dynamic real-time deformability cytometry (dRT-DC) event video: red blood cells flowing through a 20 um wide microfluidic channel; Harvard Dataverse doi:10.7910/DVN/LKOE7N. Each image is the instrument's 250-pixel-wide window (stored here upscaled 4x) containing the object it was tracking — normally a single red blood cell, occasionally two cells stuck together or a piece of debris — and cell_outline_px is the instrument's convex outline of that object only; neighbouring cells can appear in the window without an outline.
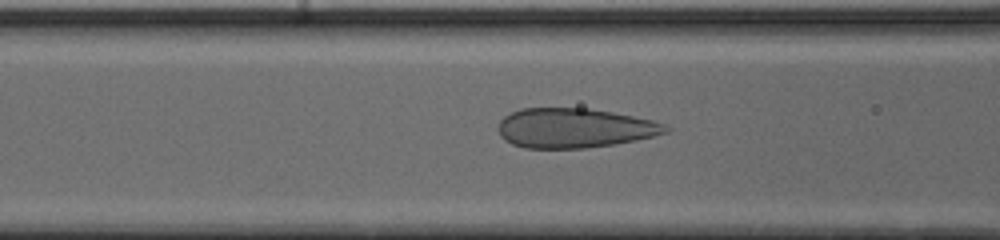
{"species": "human", "species_latin": "Homo sapiens", "temperature_condition": "cold", "stored_images_in_passage": 35, "camera_frame_rate_fps": 3000, "um_per_image_px": 0.085, "donor": {"sex": "male"}, "frame": {"image": 1, "passage_image": 6, "time_ms": 1.667, "image_size_px": [1000, 240], "cell_outline_px": [[672, 128], [668, 132], [636, 140], [612, 144], [584, 148], [524, 148], [512, 144], [504, 140], [500, 136], [496, 128], [500, 120], [504, 116], [520, 108], [588, 108], [612, 112], [652, 120], [664, 124]], "centroid_in_image_um": [48.78, 10.88], "position_along_channel_um": 117.8, "area_um2": 38.73}}
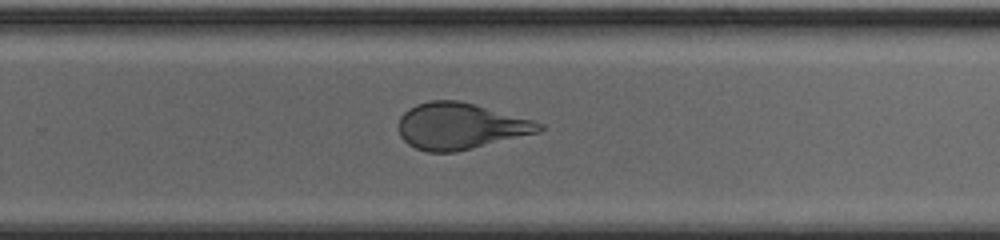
{"frame": {"image": 2, "passage_image": 19, "time_ms": 6.0, "image_size_px": [1000, 240], "cell_outline_px": [[544, 128], [540, 132], [456, 152], [428, 152], [416, 148], [408, 144], [400, 136], [400, 116], [408, 108], [416, 104], [428, 100], [460, 100], [532, 120], [544, 124]], "centroid_in_image_um": [39.12, 10.72], "position_along_channel_um": 290.7, "area_um2": 37.86}}
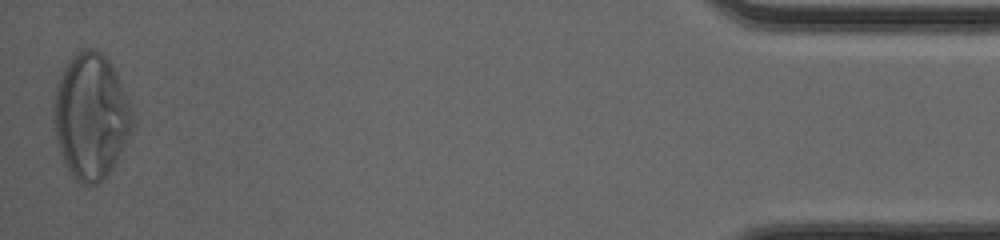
{"frame": {"image": 3, "passage_image": 35, "time_ms": 11.333, "image_size_px": [1000, 240], "cell_outline_px": [[136, 124], [112, 168], [96, 184], [80, 184], [68, 172], [56, 136], [52, 120], [52, 104], [56, 84], [64, 68], [72, 56], [76, 52], [84, 48], [92, 48], [100, 52], [108, 60], [128, 100]], "centroid_in_image_um": [7.7, 9.88], "position_along_channel_um": 427.5, "area_um2": 57.34}}